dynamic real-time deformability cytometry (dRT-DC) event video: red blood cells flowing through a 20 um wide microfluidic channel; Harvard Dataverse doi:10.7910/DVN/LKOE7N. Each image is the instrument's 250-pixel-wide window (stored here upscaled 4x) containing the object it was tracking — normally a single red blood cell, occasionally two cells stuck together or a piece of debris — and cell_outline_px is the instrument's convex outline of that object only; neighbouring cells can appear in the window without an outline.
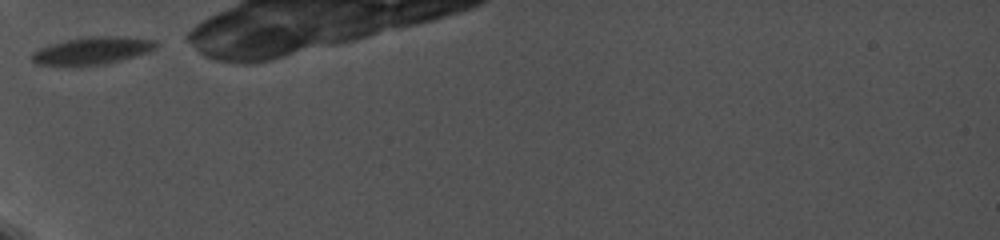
{"species": "common noctule bat (a hibernating species)", "species_latin": "Nyctalus noctula", "temperature_condition": "cold", "stored_images_in_passage": 18, "camera_frame_rate_fps": 5000, "um_per_image_px": 0.085, "animal": {"sex": "female", "body_mass_g": 19.0, "forearm_length_mm": 56.7}, "frame": {"image": 1, "passage_image": 1, "time_ms": 0.0, "image_size_px": [1000, 240], "cell_outline_px": [[156, 48], [148, 52], [120, 60], [104, 64], [36, 64], [32, 60], [32, 52], [48, 44], [68, 40], [92, 36], [124, 36], [156, 40]], "centroid_in_image_um": [7.88, 4.27], "position_along_channel_um": 77.1, "area_um2": 19.31}}
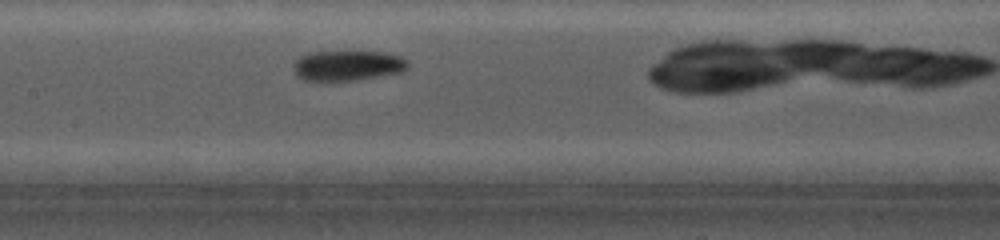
{"frame": {"image": 2, "passage_image": 6, "time_ms": 2.8, "image_size_px": [1000, 240], "cell_outline_px": [[408, 68], [404, 72], [356, 80], [304, 80], [296, 76], [292, 68], [292, 64], [300, 56], [312, 52], [384, 52], [400, 56], [408, 60]], "centroid_in_image_um": [29.56, 5.57], "position_along_channel_um": 177.8, "area_um2": 20.23}}